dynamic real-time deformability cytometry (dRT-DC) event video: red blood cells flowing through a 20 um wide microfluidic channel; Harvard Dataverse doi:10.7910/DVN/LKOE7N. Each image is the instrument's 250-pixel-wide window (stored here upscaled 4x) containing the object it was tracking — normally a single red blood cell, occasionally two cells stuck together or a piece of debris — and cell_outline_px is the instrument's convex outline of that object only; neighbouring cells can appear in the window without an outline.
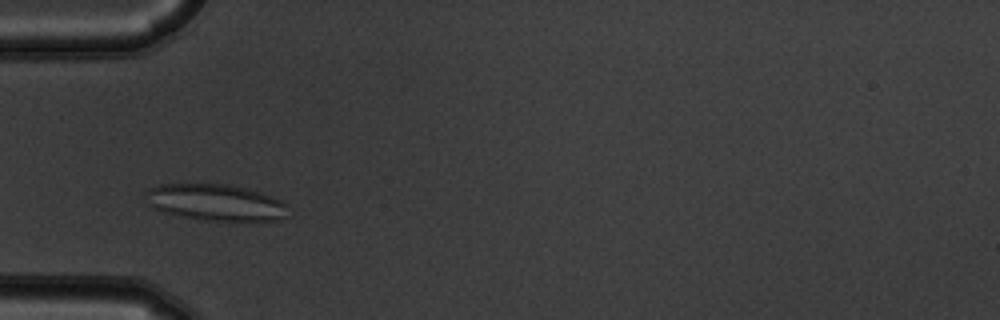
{"species": "common noctule bat (a hibernating species)", "species_latin": "Nyctalus noctula", "temperature_condition": "warm", "stored_images_in_passage": 38, "camera_frame_rate_fps": 3000, "um_per_image_px": 0.085, "animal": {"sex": "male", "body_mass_g": 19.5, "forearm_length_mm": 54.6}, "frame": {"image": 1, "passage_image": 1, "time_ms": 0.0, "image_size_px": [1000, 320], "cell_outline_px": [[288, 204], [284, 216], [280, 220], [200, 220], [164, 212], [152, 208], [148, 204], [144, 192], [148, 188], [160, 184], [228, 184], [248, 188], [272, 196]], "centroid_in_image_um": [18.28, 17.19], "position_along_channel_um": 66.7, "area_um2": 30.29}}
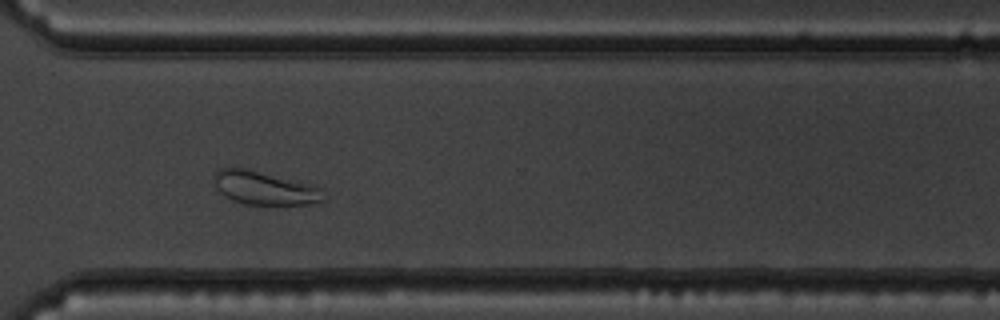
{"frame": {"image": 2, "passage_image": 24, "time_ms": 7.667, "image_size_px": [1000, 320], "cell_outline_px": [[328, 200], [312, 204], [244, 204], [232, 200], [224, 196], [216, 188], [212, 180], [212, 176], [220, 168], [248, 168], [312, 184], [324, 188]], "centroid_in_image_um": [22.54, 15.98], "position_along_channel_um": 348.1, "area_um2": 21.91}}
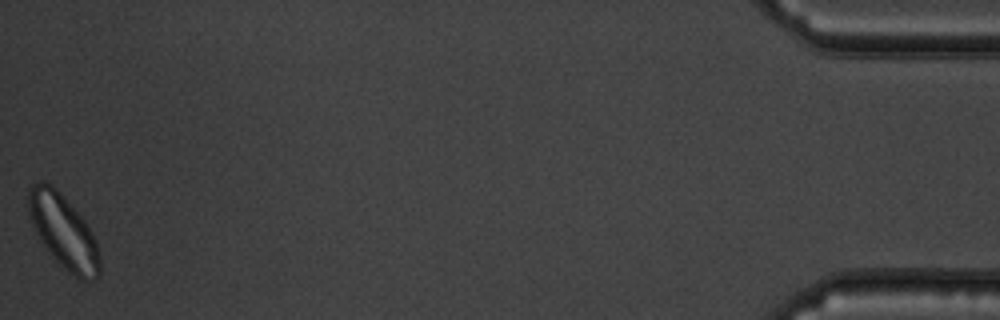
{"frame": {"image": 3, "passage_image": 38, "time_ms": 12.333, "image_size_px": [1000, 320], "cell_outline_px": [[100, 276], [96, 280], [80, 280], [64, 268], [52, 256], [40, 240], [32, 224], [28, 212], [28, 188], [32, 184], [40, 180], [44, 180], [52, 184], [56, 188], [84, 220], [92, 232], [96, 240], [100, 256]], "centroid_in_image_um": [5.4, 19.67], "position_along_channel_um": 429.8, "area_um2": 30.69}, "authors_computed_cell_mechanics": {"area_um2": 22.6576, "velocity_mm_per_s": 3.6883, "shape_relaxation_time_tau1_ms": null, "shape_relaxation_time_tau2_ms": 0.8979, "deformation_change_tau1": null, "deformation_change_tau2": 0.0795}}